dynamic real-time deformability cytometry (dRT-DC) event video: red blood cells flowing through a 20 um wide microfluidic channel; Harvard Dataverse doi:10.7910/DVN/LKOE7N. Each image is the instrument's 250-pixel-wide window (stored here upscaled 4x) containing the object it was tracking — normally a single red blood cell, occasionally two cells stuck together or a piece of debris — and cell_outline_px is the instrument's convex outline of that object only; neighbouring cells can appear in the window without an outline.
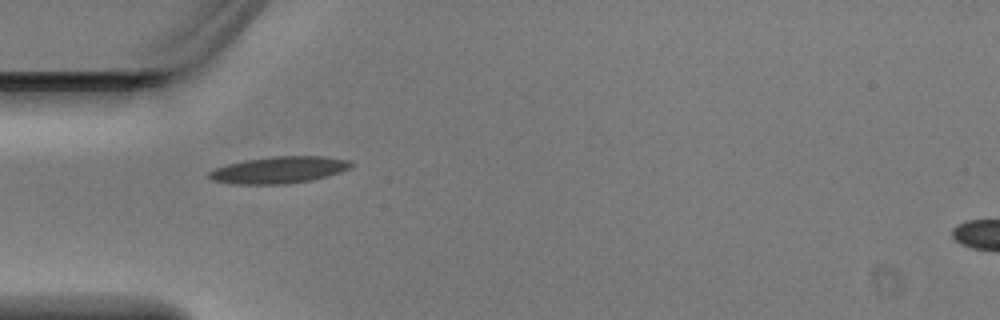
{"species": "Egyptian fruit bat (a non-hibernating species)", "species_latin": "Rousettus aegyptiacus", "temperature_condition": "warm", "stored_images_in_passage": 1, "camera_frame_rate_fps": 3000, "um_per_image_px": 0.085, "animal": {"sex": "male"}, "frame": {"image": 1, "passage_image": 1, "time_ms": 0.0, "image_size_px": [1000, 320], "cell_outline_px": [[352, 168], [328, 176], [312, 180], [288, 184], [232, 184], [212, 180], [208, 176], [208, 172], [216, 168], [228, 164], [244, 160], [272, 156], [324, 156], [348, 160], [352, 164]], "centroid_in_image_um": [23.72, 14.44], "position_along_channel_um": 61.3, "area_um2": 22.25}}